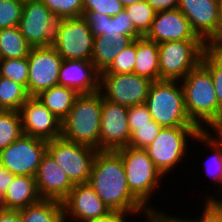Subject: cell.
Instances as JSON below:
<instances>
[{
    "mask_svg": "<svg viewBox=\"0 0 222 222\" xmlns=\"http://www.w3.org/2000/svg\"><path fill=\"white\" fill-rule=\"evenodd\" d=\"M136 60V39L125 47L114 59L111 66L100 74L133 73Z\"/></svg>",
    "mask_w": 222,
    "mask_h": 222,
    "instance_id": "cell-34",
    "label": "cell"
},
{
    "mask_svg": "<svg viewBox=\"0 0 222 222\" xmlns=\"http://www.w3.org/2000/svg\"><path fill=\"white\" fill-rule=\"evenodd\" d=\"M146 222H186L182 217H174L162 211H150L146 214Z\"/></svg>",
    "mask_w": 222,
    "mask_h": 222,
    "instance_id": "cell-42",
    "label": "cell"
},
{
    "mask_svg": "<svg viewBox=\"0 0 222 222\" xmlns=\"http://www.w3.org/2000/svg\"><path fill=\"white\" fill-rule=\"evenodd\" d=\"M6 209L19 210L41 200L35 177L15 175L14 181L4 193Z\"/></svg>",
    "mask_w": 222,
    "mask_h": 222,
    "instance_id": "cell-22",
    "label": "cell"
},
{
    "mask_svg": "<svg viewBox=\"0 0 222 222\" xmlns=\"http://www.w3.org/2000/svg\"><path fill=\"white\" fill-rule=\"evenodd\" d=\"M210 133L209 130L201 131L194 140L203 143L205 147L212 149L211 156L207 158L204 163L206 174L211 177L214 181L218 182L219 193L222 192V133L214 131ZM217 137V138H216Z\"/></svg>",
    "mask_w": 222,
    "mask_h": 222,
    "instance_id": "cell-24",
    "label": "cell"
},
{
    "mask_svg": "<svg viewBox=\"0 0 222 222\" xmlns=\"http://www.w3.org/2000/svg\"><path fill=\"white\" fill-rule=\"evenodd\" d=\"M24 0H0V29L19 25Z\"/></svg>",
    "mask_w": 222,
    "mask_h": 222,
    "instance_id": "cell-35",
    "label": "cell"
},
{
    "mask_svg": "<svg viewBox=\"0 0 222 222\" xmlns=\"http://www.w3.org/2000/svg\"><path fill=\"white\" fill-rule=\"evenodd\" d=\"M207 47L202 40L159 43L160 80H183L201 62Z\"/></svg>",
    "mask_w": 222,
    "mask_h": 222,
    "instance_id": "cell-7",
    "label": "cell"
},
{
    "mask_svg": "<svg viewBox=\"0 0 222 222\" xmlns=\"http://www.w3.org/2000/svg\"><path fill=\"white\" fill-rule=\"evenodd\" d=\"M23 135L19 111L0 110V151Z\"/></svg>",
    "mask_w": 222,
    "mask_h": 222,
    "instance_id": "cell-30",
    "label": "cell"
},
{
    "mask_svg": "<svg viewBox=\"0 0 222 222\" xmlns=\"http://www.w3.org/2000/svg\"><path fill=\"white\" fill-rule=\"evenodd\" d=\"M127 215L120 211H111L103 217H99L91 222H129L126 220Z\"/></svg>",
    "mask_w": 222,
    "mask_h": 222,
    "instance_id": "cell-45",
    "label": "cell"
},
{
    "mask_svg": "<svg viewBox=\"0 0 222 222\" xmlns=\"http://www.w3.org/2000/svg\"><path fill=\"white\" fill-rule=\"evenodd\" d=\"M162 129L154 120L150 125L135 126V131L131 134L129 147L135 149H147V147L156 139L159 131Z\"/></svg>",
    "mask_w": 222,
    "mask_h": 222,
    "instance_id": "cell-36",
    "label": "cell"
},
{
    "mask_svg": "<svg viewBox=\"0 0 222 222\" xmlns=\"http://www.w3.org/2000/svg\"><path fill=\"white\" fill-rule=\"evenodd\" d=\"M151 83L135 73L100 74L99 92L110 102L130 107L146 102Z\"/></svg>",
    "mask_w": 222,
    "mask_h": 222,
    "instance_id": "cell-10",
    "label": "cell"
},
{
    "mask_svg": "<svg viewBox=\"0 0 222 222\" xmlns=\"http://www.w3.org/2000/svg\"><path fill=\"white\" fill-rule=\"evenodd\" d=\"M111 211L146 215V208L130 191L122 158L117 151L98 150L88 182ZM144 214V215H143Z\"/></svg>",
    "mask_w": 222,
    "mask_h": 222,
    "instance_id": "cell-1",
    "label": "cell"
},
{
    "mask_svg": "<svg viewBox=\"0 0 222 222\" xmlns=\"http://www.w3.org/2000/svg\"><path fill=\"white\" fill-rule=\"evenodd\" d=\"M119 1L123 4L124 7H126L127 5L144 2L146 0H119Z\"/></svg>",
    "mask_w": 222,
    "mask_h": 222,
    "instance_id": "cell-49",
    "label": "cell"
},
{
    "mask_svg": "<svg viewBox=\"0 0 222 222\" xmlns=\"http://www.w3.org/2000/svg\"><path fill=\"white\" fill-rule=\"evenodd\" d=\"M97 149L62 137L48 141L47 152L75 184L88 183Z\"/></svg>",
    "mask_w": 222,
    "mask_h": 222,
    "instance_id": "cell-9",
    "label": "cell"
},
{
    "mask_svg": "<svg viewBox=\"0 0 222 222\" xmlns=\"http://www.w3.org/2000/svg\"><path fill=\"white\" fill-rule=\"evenodd\" d=\"M177 9L208 47H218V0H179Z\"/></svg>",
    "mask_w": 222,
    "mask_h": 222,
    "instance_id": "cell-14",
    "label": "cell"
},
{
    "mask_svg": "<svg viewBox=\"0 0 222 222\" xmlns=\"http://www.w3.org/2000/svg\"><path fill=\"white\" fill-rule=\"evenodd\" d=\"M106 33H119L122 35H133L135 38L142 37L134 27L131 18L128 16L125 9H123L116 16L107 18Z\"/></svg>",
    "mask_w": 222,
    "mask_h": 222,
    "instance_id": "cell-37",
    "label": "cell"
},
{
    "mask_svg": "<svg viewBox=\"0 0 222 222\" xmlns=\"http://www.w3.org/2000/svg\"><path fill=\"white\" fill-rule=\"evenodd\" d=\"M201 63L210 71L214 90L219 104V126L222 124V50L219 47H207Z\"/></svg>",
    "mask_w": 222,
    "mask_h": 222,
    "instance_id": "cell-28",
    "label": "cell"
},
{
    "mask_svg": "<svg viewBox=\"0 0 222 222\" xmlns=\"http://www.w3.org/2000/svg\"><path fill=\"white\" fill-rule=\"evenodd\" d=\"M144 37L157 44L169 41L201 40L179 9L156 12L150 30Z\"/></svg>",
    "mask_w": 222,
    "mask_h": 222,
    "instance_id": "cell-18",
    "label": "cell"
},
{
    "mask_svg": "<svg viewBox=\"0 0 222 222\" xmlns=\"http://www.w3.org/2000/svg\"><path fill=\"white\" fill-rule=\"evenodd\" d=\"M79 94L69 87L56 85L36 97L61 121L68 115Z\"/></svg>",
    "mask_w": 222,
    "mask_h": 222,
    "instance_id": "cell-25",
    "label": "cell"
},
{
    "mask_svg": "<svg viewBox=\"0 0 222 222\" xmlns=\"http://www.w3.org/2000/svg\"><path fill=\"white\" fill-rule=\"evenodd\" d=\"M15 175L0 163V191L5 193L11 183L14 181Z\"/></svg>",
    "mask_w": 222,
    "mask_h": 222,
    "instance_id": "cell-44",
    "label": "cell"
},
{
    "mask_svg": "<svg viewBox=\"0 0 222 222\" xmlns=\"http://www.w3.org/2000/svg\"><path fill=\"white\" fill-rule=\"evenodd\" d=\"M48 141L22 135L0 151V163L12 174L35 177Z\"/></svg>",
    "mask_w": 222,
    "mask_h": 222,
    "instance_id": "cell-11",
    "label": "cell"
},
{
    "mask_svg": "<svg viewBox=\"0 0 222 222\" xmlns=\"http://www.w3.org/2000/svg\"><path fill=\"white\" fill-rule=\"evenodd\" d=\"M102 94L79 95L61 121V137L100 150Z\"/></svg>",
    "mask_w": 222,
    "mask_h": 222,
    "instance_id": "cell-3",
    "label": "cell"
},
{
    "mask_svg": "<svg viewBox=\"0 0 222 222\" xmlns=\"http://www.w3.org/2000/svg\"><path fill=\"white\" fill-rule=\"evenodd\" d=\"M29 97L21 84L0 76V110L19 111Z\"/></svg>",
    "mask_w": 222,
    "mask_h": 222,
    "instance_id": "cell-29",
    "label": "cell"
},
{
    "mask_svg": "<svg viewBox=\"0 0 222 222\" xmlns=\"http://www.w3.org/2000/svg\"><path fill=\"white\" fill-rule=\"evenodd\" d=\"M62 205L64 222H91L111 212L89 183L75 184Z\"/></svg>",
    "mask_w": 222,
    "mask_h": 222,
    "instance_id": "cell-17",
    "label": "cell"
},
{
    "mask_svg": "<svg viewBox=\"0 0 222 222\" xmlns=\"http://www.w3.org/2000/svg\"><path fill=\"white\" fill-rule=\"evenodd\" d=\"M82 17L86 20L94 37L106 34L107 18L111 16L100 12H83Z\"/></svg>",
    "mask_w": 222,
    "mask_h": 222,
    "instance_id": "cell-40",
    "label": "cell"
},
{
    "mask_svg": "<svg viewBox=\"0 0 222 222\" xmlns=\"http://www.w3.org/2000/svg\"><path fill=\"white\" fill-rule=\"evenodd\" d=\"M0 222H22L19 210L6 209L0 211Z\"/></svg>",
    "mask_w": 222,
    "mask_h": 222,
    "instance_id": "cell-46",
    "label": "cell"
},
{
    "mask_svg": "<svg viewBox=\"0 0 222 222\" xmlns=\"http://www.w3.org/2000/svg\"><path fill=\"white\" fill-rule=\"evenodd\" d=\"M128 107L104 99L102 96L100 150L116 151L129 146Z\"/></svg>",
    "mask_w": 222,
    "mask_h": 222,
    "instance_id": "cell-15",
    "label": "cell"
},
{
    "mask_svg": "<svg viewBox=\"0 0 222 222\" xmlns=\"http://www.w3.org/2000/svg\"><path fill=\"white\" fill-rule=\"evenodd\" d=\"M28 58L27 93L36 97L58 85L59 69L63 59L53 46L32 47Z\"/></svg>",
    "mask_w": 222,
    "mask_h": 222,
    "instance_id": "cell-13",
    "label": "cell"
},
{
    "mask_svg": "<svg viewBox=\"0 0 222 222\" xmlns=\"http://www.w3.org/2000/svg\"><path fill=\"white\" fill-rule=\"evenodd\" d=\"M23 135L45 141L61 137V120L37 97H29L20 110Z\"/></svg>",
    "mask_w": 222,
    "mask_h": 222,
    "instance_id": "cell-16",
    "label": "cell"
},
{
    "mask_svg": "<svg viewBox=\"0 0 222 222\" xmlns=\"http://www.w3.org/2000/svg\"><path fill=\"white\" fill-rule=\"evenodd\" d=\"M28 58L0 59V76L21 84L27 90Z\"/></svg>",
    "mask_w": 222,
    "mask_h": 222,
    "instance_id": "cell-32",
    "label": "cell"
},
{
    "mask_svg": "<svg viewBox=\"0 0 222 222\" xmlns=\"http://www.w3.org/2000/svg\"><path fill=\"white\" fill-rule=\"evenodd\" d=\"M218 47L222 45V0H218Z\"/></svg>",
    "mask_w": 222,
    "mask_h": 222,
    "instance_id": "cell-47",
    "label": "cell"
},
{
    "mask_svg": "<svg viewBox=\"0 0 222 222\" xmlns=\"http://www.w3.org/2000/svg\"><path fill=\"white\" fill-rule=\"evenodd\" d=\"M6 210V203L4 198V193L0 191V211Z\"/></svg>",
    "mask_w": 222,
    "mask_h": 222,
    "instance_id": "cell-50",
    "label": "cell"
},
{
    "mask_svg": "<svg viewBox=\"0 0 222 222\" xmlns=\"http://www.w3.org/2000/svg\"><path fill=\"white\" fill-rule=\"evenodd\" d=\"M136 38L133 35L106 33L94 37L91 62L99 73L106 71L115 57Z\"/></svg>",
    "mask_w": 222,
    "mask_h": 222,
    "instance_id": "cell-21",
    "label": "cell"
},
{
    "mask_svg": "<svg viewBox=\"0 0 222 222\" xmlns=\"http://www.w3.org/2000/svg\"><path fill=\"white\" fill-rule=\"evenodd\" d=\"M133 73L152 82L160 80L158 44L145 37L136 38V60Z\"/></svg>",
    "mask_w": 222,
    "mask_h": 222,
    "instance_id": "cell-23",
    "label": "cell"
},
{
    "mask_svg": "<svg viewBox=\"0 0 222 222\" xmlns=\"http://www.w3.org/2000/svg\"><path fill=\"white\" fill-rule=\"evenodd\" d=\"M116 151L122 158L131 193L149 211H158V209L152 208L149 200L152 194H155L154 190L162 186L160 185L161 179L165 176L155 167L146 150L127 146Z\"/></svg>",
    "mask_w": 222,
    "mask_h": 222,
    "instance_id": "cell-5",
    "label": "cell"
},
{
    "mask_svg": "<svg viewBox=\"0 0 222 222\" xmlns=\"http://www.w3.org/2000/svg\"><path fill=\"white\" fill-rule=\"evenodd\" d=\"M215 131L222 133V124Z\"/></svg>",
    "mask_w": 222,
    "mask_h": 222,
    "instance_id": "cell-51",
    "label": "cell"
},
{
    "mask_svg": "<svg viewBox=\"0 0 222 222\" xmlns=\"http://www.w3.org/2000/svg\"><path fill=\"white\" fill-rule=\"evenodd\" d=\"M204 210L202 211V216L197 217L196 219H183L186 222H222V209H219L212 205L211 203H205L204 204Z\"/></svg>",
    "mask_w": 222,
    "mask_h": 222,
    "instance_id": "cell-41",
    "label": "cell"
},
{
    "mask_svg": "<svg viewBox=\"0 0 222 222\" xmlns=\"http://www.w3.org/2000/svg\"><path fill=\"white\" fill-rule=\"evenodd\" d=\"M94 36L83 17L59 19L52 46L63 60L91 61Z\"/></svg>",
    "mask_w": 222,
    "mask_h": 222,
    "instance_id": "cell-8",
    "label": "cell"
},
{
    "mask_svg": "<svg viewBox=\"0 0 222 222\" xmlns=\"http://www.w3.org/2000/svg\"><path fill=\"white\" fill-rule=\"evenodd\" d=\"M57 20L83 16V0H41Z\"/></svg>",
    "mask_w": 222,
    "mask_h": 222,
    "instance_id": "cell-33",
    "label": "cell"
},
{
    "mask_svg": "<svg viewBox=\"0 0 222 222\" xmlns=\"http://www.w3.org/2000/svg\"><path fill=\"white\" fill-rule=\"evenodd\" d=\"M100 73L91 61L63 60L58 85L69 87L79 95L99 91Z\"/></svg>",
    "mask_w": 222,
    "mask_h": 222,
    "instance_id": "cell-20",
    "label": "cell"
},
{
    "mask_svg": "<svg viewBox=\"0 0 222 222\" xmlns=\"http://www.w3.org/2000/svg\"><path fill=\"white\" fill-rule=\"evenodd\" d=\"M19 212L22 222H64L62 202L56 200L41 199Z\"/></svg>",
    "mask_w": 222,
    "mask_h": 222,
    "instance_id": "cell-26",
    "label": "cell"
},
{
    "mask_svg": "<svg viewBox=\"0 0 222 222\" xmlns=\"http://www.w3.org/2000/svg\"><path fill=\"white\" fill-rule=\"evenodd\" d=\"M57 19L41 0H24L19 29L32 47L52 46Z\"/></svg>",
    "mask_w": 222,
    "mask_h": 222,
    "instance_id": "cell-12",
    "label": "cell"
},
{
    "mask_svg": "<svg viewBox=\"0 0 222 222\" xmlns=\"http://www.w3.org/2000/svg\"><path fill=\"white\" fill-rule=\"evenodd\" d=\"M180 82L190 120L201 131H215L219 127V104L210 71L200 62Z\"/></svg>",
    "mask_w": 222,
    "mask_h": 222,
    "instance_id": "cell-2",
    "label": "cell"
},
{
    "mask_svg": "<svg viewBox=\"0 0 222 222\" xmlns=\"http://www.w3.org/2000/svg\"><path fill=\"white\" fill-rule=\"evenodd\" d=\"M131 18L135 30L144 37L150 30L156 11L146 2H139L124 7Z\"/></svg>",
    "mask_w": 222,
    "mask_h": 222,
    "instance_id": "cell-31",
    "label": "cell"
},
{
    "mask_svg": "<svg viewBox=\"0 0 222 222\" xmlns=\"http://www.w3.org/2000/svg\"><path fill=\"white\" fill-rule=\"evenodd\" d=\"M31 49L18 26L0 29V59L25 58Z\"/></svg>",
    "mask_w": 222,
    "mask_h": 222,
    "instance_id": "cell-27",
    "label": "cell"
},
{
    "mask_svg": "<svg viewBox=\"0 0 222 222\" xmlns=\"http://www.w3.org/2000/svg\"><path fill=\"white\" fill-rule=\"evenodd\" d=\"M145 104L152 119L161 127L196 126L187 115L180 81L152 82Z\"/></svg>",
    "mask_w": 222,
    "mask_h": 222,
    "instance_id": "cell-4",
    "label": "cell"
},
{
    "mask_svg": "<svg viewBox=\"0 0 222 222\" xmlns=\"http://www.w3.org/2000/svg\"><path fill=\"white\" fill-rule=\"evenodd\" d=\"M216 197H218V199ZM219 198H221V197H219V195L215 196V198L212 195L207 196V199H205L206 200L205 203H211L215 207L222 209V198H221V200Z\"/></svg>",
    "mask_w": 222,
    "mask_h": 222,
    "instance_id": "cell-48",
    "label": "cell"
},
{
    "mask_svg": "<svg viewBox=\"0 0 222 222\" xmlns=\"http://www.w3.org/2000/svg\"><path fill=\"white\" fill-rule=\"evenodd\" d=\"M124 9L119 0H83V12H100L116 16Z\"/></svg>",
    "mask_w": 222,
    "mask_h": 222,
    "instance_id": "cell-38",
    "label": "cell"
},
{
    "mask_svg": "<svg viewBox=\"0 0 222 222\" xmlns=\"http://www.w3.org/2000/svg\"><path fill=\"white\" fill-rule=\"evenodd\" d=\"M127 115L131 134L135 131V126L150 125V121H153L145 103L128 107Z\"/></svg>",
    "mask_w": 222,
    "mask_h": 222,
    "instance_id": "cell-39",
    "label": "cell"
},
{
    "mask_svg": "<svg viewBox=\"0 0 222 222\" xmlns=\"http://www.w3.org/2000/svg\"><path fill=\"white\" fill-rule=\"evenodd\" d=\"M146 2L158 12L177 9L179 0H146Z\"/></svg>",
    "mask_w": 222,
    "mask_h": 222,
    "instance_id": "cell-43",
    "label": "cell"
},
{
    "mask_svg": "<svg viewBox=\"0 0 222 222\" xmlns=\"http://www.w3.org/2000/svg\"><path fill=\"white\" fill-rule=\"evenodd\" d=\"M200 132L197 126L162 127L156 139L145 150L155 167L166 176L184 160L188 142Z\"/></svg>",
    "mask_w": 222,
    "mask_h": 222,
    "instance_id": "cell-6",
    "label": "cell"
},
{
    "mask_svg": "<svg viewBox=\"0 0 222 222\" xmlns=\"http://www.w3.org/2000/svg\"><path fill=\"white\" fill-rule=\"evenodd\" d=\"M35 181L40 198L46 200L62 202L74 187L67 174L48 152L41 159Z\"/></svg>",
    "mask_w": 222,
    "mask_h": 222,
    "instance_id": "cell-19",
    "label": "cell"
}]
</instances>
